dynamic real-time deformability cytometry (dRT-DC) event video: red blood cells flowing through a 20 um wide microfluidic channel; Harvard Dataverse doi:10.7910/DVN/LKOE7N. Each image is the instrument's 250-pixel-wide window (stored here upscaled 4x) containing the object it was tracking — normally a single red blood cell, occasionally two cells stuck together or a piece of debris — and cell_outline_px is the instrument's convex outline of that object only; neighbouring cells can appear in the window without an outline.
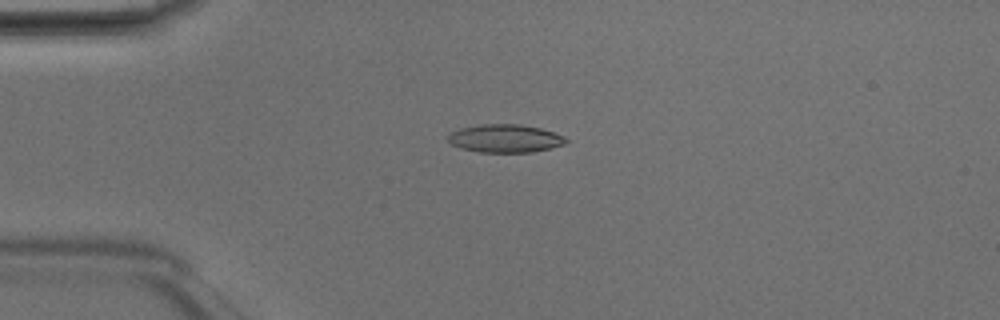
{"species": "Egyptian fruit bat (a non-hibernating species)", "species_latin": "Rousettus aegyptiacus", "temperature_condition": "room temperature", "stored_images_in_passage": 32, "camera_frame_rate_fps": 3000, "um_per_image_px": 0.085, "animal": {"sex": "male"}, "frame": {"image": 1, "passage_image": 1, "time_ms": 0.0, "image_size_px": [1000, 320], "cell_outline_px": [[568, 140], [564, 144], [532, 152], [480, 152], [460, 148], [452, 144], [448, 140], [448, 136], [452, 132], [460, 128], [480, 124], [520, 124], [540, 128], [564, 136]], "centroid_in_image_um": [42.92, 11.76], "position_along_channel_um": 42.1, "area_um2": 19.13}}
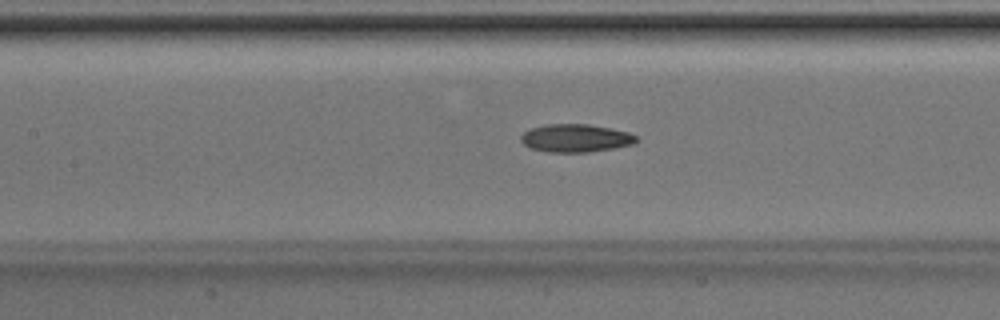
{"frame": {"image": 2, "passage_image": 11, "time_ms": 3.333, "image_size_px": [1000, 320], "cell_outline_px": [[640, 140], [632, 144], [612, 148], [588, 152], [548, 152], [528, 148], [520, 140], [520, 136], [524, 132], [532, 128], [544, 124], [588, 124], [628, 132], [636, 136]], "centroid_in_image_um": [48.89, 11.74], "position_along_channel_um": 158.5, "area_um2": 18.79}}
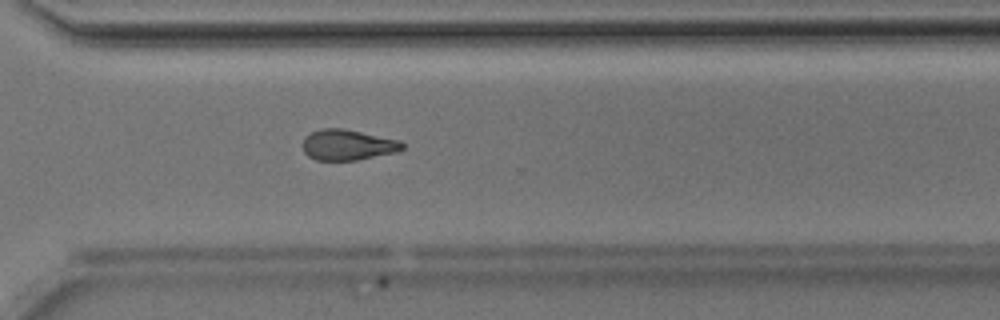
{"frame": {"image": 3, "passage_image": 24, "time_ms": 7.667, "image_size_px": [1000, 320], "cell_outline_px": [[404, 148], [396, 152], [356, 160], [316, 160], [308, 156], [304, 152], [300, 144], [304, 136], [320, 128], [340, 128], [400, 140], [404, 144]], "centroid_in_image_um": [29.5, 12.31], "position_along_channel_um": 341.1, "area_um2": 17.86}, "authors_computed_cell_mechanics": {"area_um2": 18.9873, "velocity_mm_per_s": 4.2292, "shape_relaxation_time_tau1_ms": 4.2852, "shape_relaxation_time_tau2_ms": 2.5415, "deformation_change_tau1": 0.149, "deformation_change_tau2": 0.0945}}